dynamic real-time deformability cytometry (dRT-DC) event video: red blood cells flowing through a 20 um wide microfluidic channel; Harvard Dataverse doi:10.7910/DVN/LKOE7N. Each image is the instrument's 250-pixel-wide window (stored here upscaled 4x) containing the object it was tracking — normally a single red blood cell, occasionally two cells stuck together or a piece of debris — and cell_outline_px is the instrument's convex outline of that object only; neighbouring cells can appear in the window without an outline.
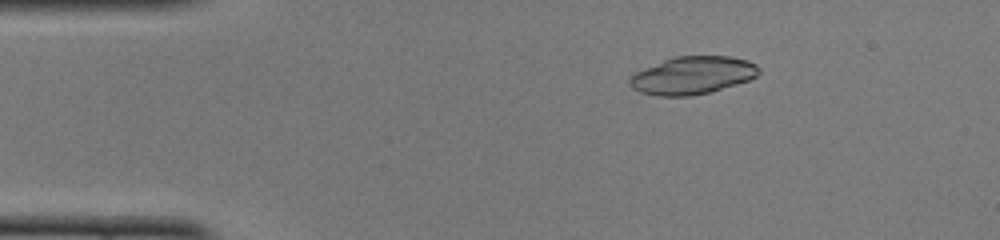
{"species": "common noctule bat (a hibernating species)", "species_latin": "Nyctalus noctula", "temperature_condition": "cold", "stored_images_in_passage": 48, "camera_frame_rate_fps": 3000, "um_per_image_px": 0.085, "animal": {"sex": "female", "body_mass_g": 22.0, "forearm_length_mm": 56.7}, "frame": {"image": 1, "passage_image": 8, "time_ms": 2.333, "image_size_px": [1000, 240], "cell_outline_px": [[760, 72], [756, 76], [748, 80], [736, 84], [708, 92], [688, 96], [656, 96], [640, 92], [632, 88], [628, 84], [628, 80], [636, 72], [664, 60], [676, 56], [732, 56], [748, 60], [756, 64], [760, 68]], "centroid_in_image_um": [58.87, 6.4], "position_along_channel_um": 26.1, "area_um2": 28.26}}